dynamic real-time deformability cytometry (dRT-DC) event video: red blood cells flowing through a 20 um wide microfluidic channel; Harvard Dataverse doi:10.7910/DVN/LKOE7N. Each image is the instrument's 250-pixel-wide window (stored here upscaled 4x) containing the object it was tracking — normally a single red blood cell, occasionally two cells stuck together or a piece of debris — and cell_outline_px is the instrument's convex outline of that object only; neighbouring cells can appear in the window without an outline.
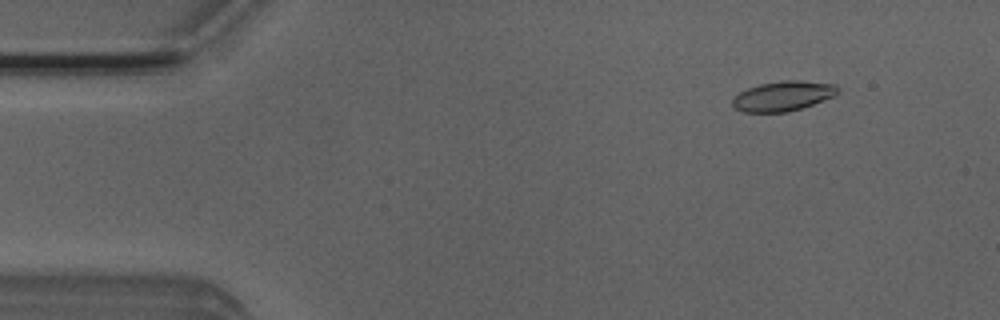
{"species": "Egyptian fruit bat (a non-hibernating species)", "species_latin": "Rousettus aegyptiacus", "temperature_condition": "room temperature", "stored_images_in_passage": 53, "segment_of_instrument_passage": [1, 2], "camera_frame_rate_fps": 3000, "um_per_image_px": 0.085, "animal": {"sex": "male"}, "frame": {"image": 1, "passage_image": 6, "time_ms": 1.667, "image_size_px": [1000, 320], "cell_outline_px": [[840, 92], [836, 96], [788, 112], [744, 112], [732, 108], [732, 100], [740, 92], [748, 88], [760, 84], [784, 80], [800, 80], [836, 84], [840, 88]], "centroid_in_image_um": [66.59, 8.16], "position_along_channel_um": 18.4, "area_um2": 18.44}}
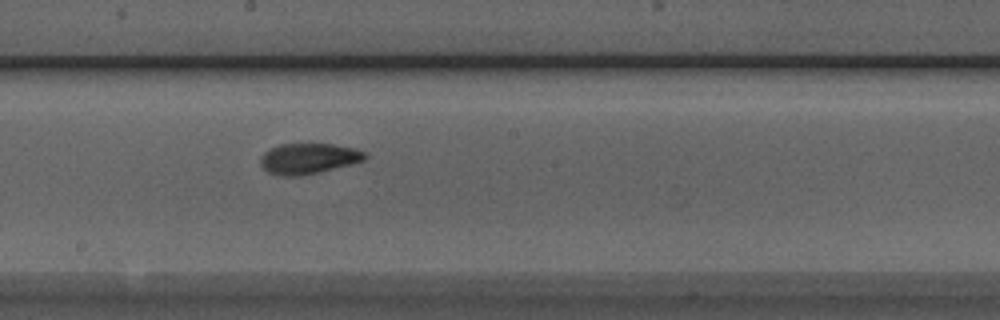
{"frame": {"image": 2, "passage_image": 28, "time_ms": 9.0, "image_size_px": [1000, 320], "cell_outline_px": [[368, 156], [364, 160], [352, 164], [320, 172], [300, 176], [284, 176], [268, 172], [260, 164], [260, 156], [264, 152], [280, 144], [332, 144], [356, 148], [364, 152]], "centroid_in_image_um": [26.23, 13.48], "position_along_channel_um": 222.0, "area_um2": 18.67}}
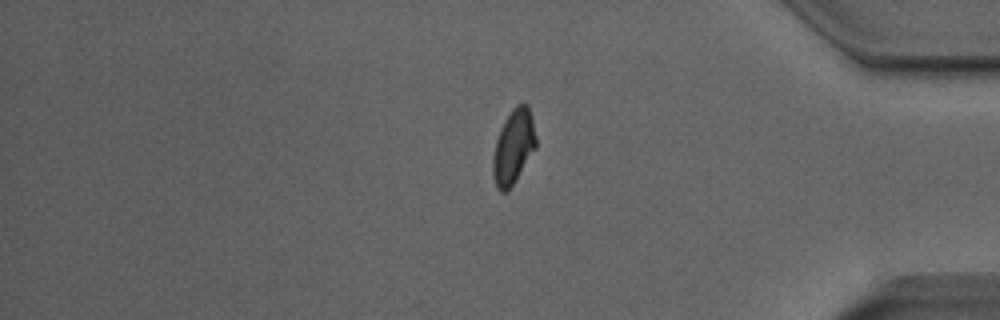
{"frame": {"image": 3, "passage_image": 43, "time_ms": 14.0, "image_size_px": [1000, 320], "cell_outline_px": [[536, 148], [516, 180], [508, 192], [500, 192], [496, 188], [492, 172], [492, 156], [496, 140], [500, 128], [504, 120], [512, 108], [516, 104], [528, 104], [532, 116], [536, 136]], "centroid_in_image_um": [43.63, 12.49], "position_along_channel_um": 391.6, "area_um2": 19.02}}